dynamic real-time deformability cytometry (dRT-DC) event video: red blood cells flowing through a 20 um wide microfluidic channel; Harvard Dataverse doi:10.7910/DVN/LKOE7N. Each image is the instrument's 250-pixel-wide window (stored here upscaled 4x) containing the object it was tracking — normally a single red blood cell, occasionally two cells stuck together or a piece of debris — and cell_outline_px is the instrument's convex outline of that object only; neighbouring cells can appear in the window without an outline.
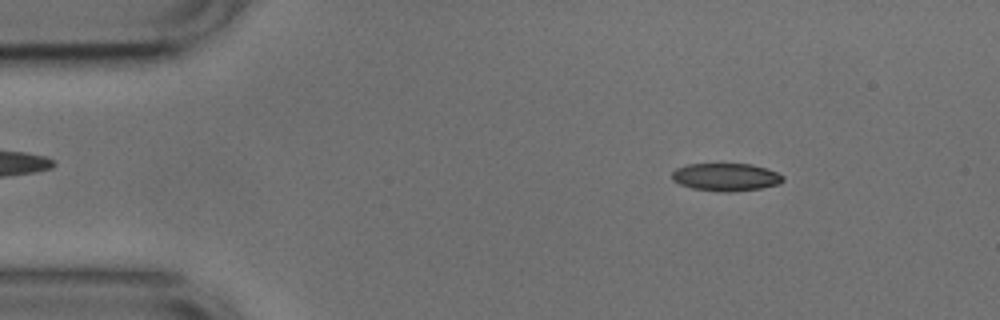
{"species": "common noctule bat (a hibernating species)", "species_latin": "Nyctalus noctula", "temperature_condition": "cold", "stored_images_in_passage": 52, "camera_frame_rate_fps": 3000, "um_per_image_px": 0.085, "animal": {"sex": "male", "body_mass_g": 17.9, "forearm_length_mm": 54.2}, "frame": {"image": 1, "passage_image": 7, "time_ms": 2.0, "image_size_px": [1000, 320], "cell_outline_px": [[784, 180], [780, 184], [760, 188], [732, 192], [720, 192], [692, 188], [680, 184], [672, 180], [672, 172], [676, 168], [688, 164], [752, 164], [776, 172], [784, 176]], "centroid_in_image_um": [61.69, 15.05], "position_along_channel_um": 23.3, "area_um2": 17.98}}
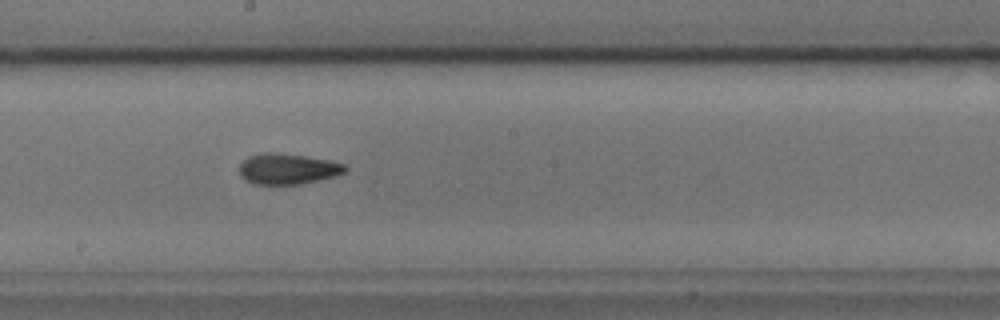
{"frame": {"image": 2, "passage_image": 28, "time_ms": 9.0, "image_size_px": [1000, 320], "cell_outline_px": [[348, 168], [344, 172], [336, 176], [304, 184], [252, 184], [244, 180], [240, 176], [240, 164], [248, 156], [264, 152], [276, 152], [304, 156], [328, 160], [344, 164]], "centroid_in_image_um": [24.44, 14.36], "position_along_channel_um": 223.8, "area_um2": 19.07}}
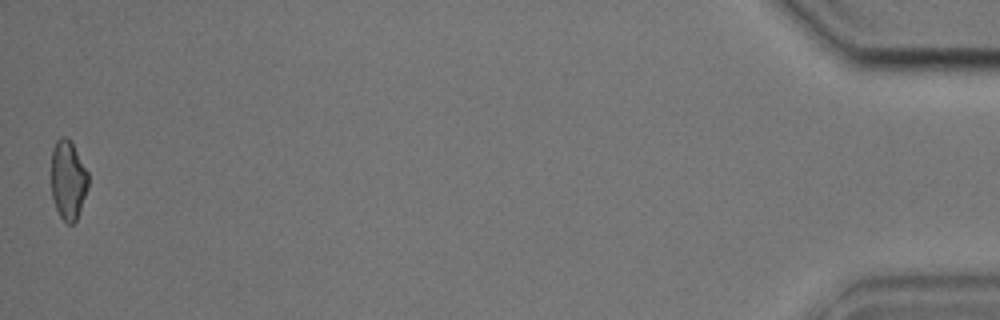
{"frame": {"image": 3, "passage_image": 52, "time_ms": 17.0, "image_size_px": [1000, 320], "cell_outline_px": [[88, 188], [76, 220], [72, 224], [68, 224], [60, 216], [56, 208], [52, 196], [52, 148], [56, 140], [60, 136], [64, 136], [72, 140], [88, 172]], "centroid_in_image_um": [5.8, 15.25], "position_along_channel_um": 429.4, "area_um2": 17.17}, "authors_computed_cell_mechanics": {"area_um2": 18.1492, "velocity_mm_per_s": 3.7715, "shape_relaxation_time_tau1_ms": 5.9056, "shape_relaxation_time_tau2_ms": 4.6944, "deformation_change_tau1": 0.1231, "deformation_change_tau2": 0.1228}}